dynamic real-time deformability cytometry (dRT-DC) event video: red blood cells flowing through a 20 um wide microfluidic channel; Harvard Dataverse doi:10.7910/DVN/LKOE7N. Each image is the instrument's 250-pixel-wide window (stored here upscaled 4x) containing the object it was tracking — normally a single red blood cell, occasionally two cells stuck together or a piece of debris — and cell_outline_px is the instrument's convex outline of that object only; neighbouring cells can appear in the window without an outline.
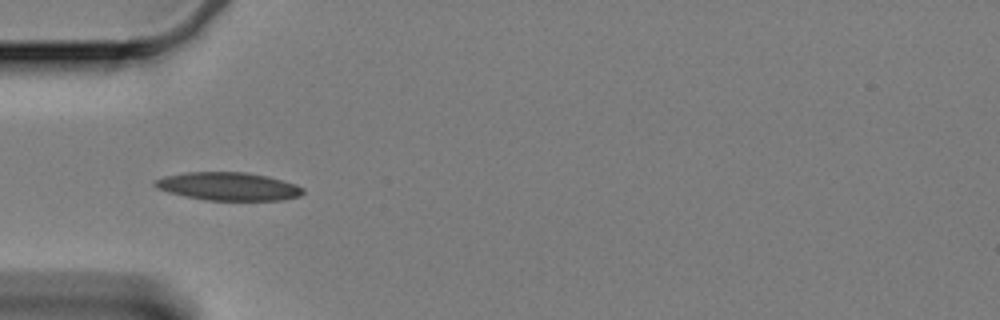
{"species": "Egyptian fruit bat (a non-hibernating species)", "species_latin": "Rousettus aegyptiacus", "temperature_condition": "cold", "stored_images_in_passage": 30, "camera_frame_rate_fps": 3000, "um_per_image_px": 0.085, "animal": {"sex": "female"}, "frame": {"image": 1, "passage_image": 1, "time_ms": 0.0, "image_size_px": [1000, 320], "cell_outline_px": [[304, 192], [300, 196], [280, 200], [204, 200], [184, 196], [168, 192], [156, 188], [152, 184], [156, 180], [164, 176], [188, 172], [244, 172], [264, 176], [296, 184], [304, 188]], "centroid_in_image_um": [19.38, 15.85], "position_along_channel_um": 65.6, "area_um2": 24.1}}
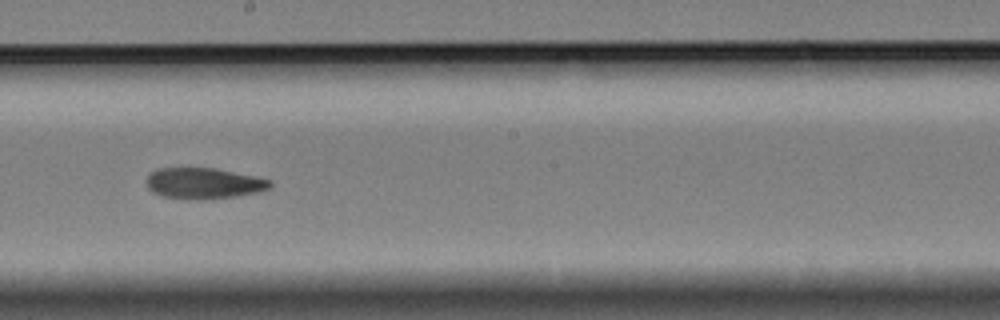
{"frame": {"image": 2, "passage_image": 16, "time_ms": 5.0, "image_size_px": [1000, 320], "cell_outline_px": [[272, 188], [260, 192], [236, 196], [204, 200], [192, 200], [160, 196], [152, 192], [148, 188], [144, 180], [156, 168], [212, 168], [272, 180]], "centroid_in_image_um": [17.29, 15.6], "position_along_channel_um": 230.9, "area_um2": 22.54}}
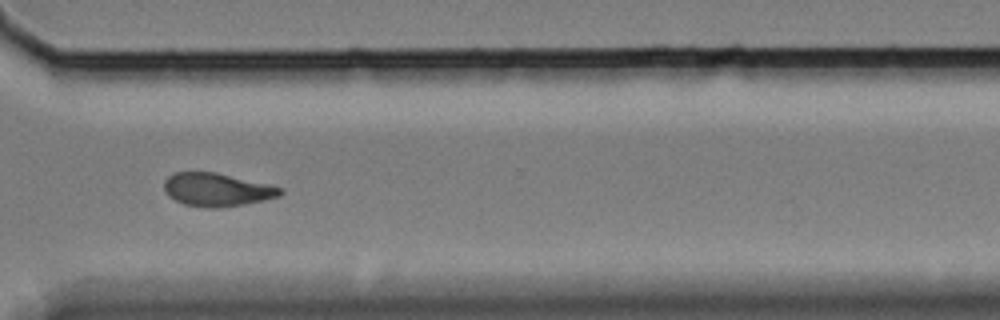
{"frame": {"image": 3, "passage_image": 27, "time_ms": 8.667, "image_size_px": [1000, 320], "cell_outline_px": [[284, 192], [280, 196], [264, 200], [244, 204], [216, 208], [204, 208], [184, 204], [168, 196], [164, 192], [164, 180], [172, 172], [216, 172], [268, 184], [284, 188]], "centroid_in_image_um": [18.43, 16.12], "position_along_channel_um": 352.2, "area_um2": 22.66}, "authors_computed_cell_mechanics": {"area_um2": 22.8888, "velocity_mm_per_s": 3.3058, "shape_relaxation_time_tau1_ms": 8.6496, "shape_relaxation_time_tau2_ms": 6.2537, "deformation_change_tau1": 0.1742, "deformation_change_tau2": 0.1243}}